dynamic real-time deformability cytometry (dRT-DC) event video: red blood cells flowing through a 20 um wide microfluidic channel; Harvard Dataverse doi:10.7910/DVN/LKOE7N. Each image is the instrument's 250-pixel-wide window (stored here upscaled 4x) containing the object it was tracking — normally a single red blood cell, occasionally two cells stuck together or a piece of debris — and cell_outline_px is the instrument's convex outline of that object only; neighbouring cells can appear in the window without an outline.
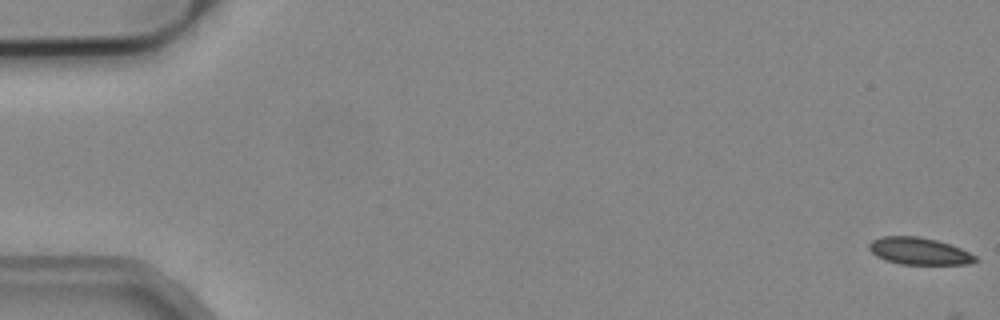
{"species": "common noctule bat (a hibernating species)", "species_latin": "Nyctalus noctula", "temperature_condition": "cold", "stored_images_in_passage": 5, "camera_frame_rate_fps": 3000, "um_per_image_px": 0.085, "animal": {"sex": "male", "body_mass_g": 19.2, "forearm_length_mm": 51.8}, "frame": {"image": 1, "passage_image": 1, "time_ms": 0.0, "image_size_px": [1000, 320], "cell_outline_px": [[976, 260], [968, 264], [900, 264], [884, 260], [876, 256], [868, 248], [868, 244], [872, 240], [884, 236], [916, 236], [936, 240], [960, 248], [976, 256]], "centroid_in_image_um": [78.07, 21.34], "position_along_channel_um": 6.9, "area_um2": 16.59}}